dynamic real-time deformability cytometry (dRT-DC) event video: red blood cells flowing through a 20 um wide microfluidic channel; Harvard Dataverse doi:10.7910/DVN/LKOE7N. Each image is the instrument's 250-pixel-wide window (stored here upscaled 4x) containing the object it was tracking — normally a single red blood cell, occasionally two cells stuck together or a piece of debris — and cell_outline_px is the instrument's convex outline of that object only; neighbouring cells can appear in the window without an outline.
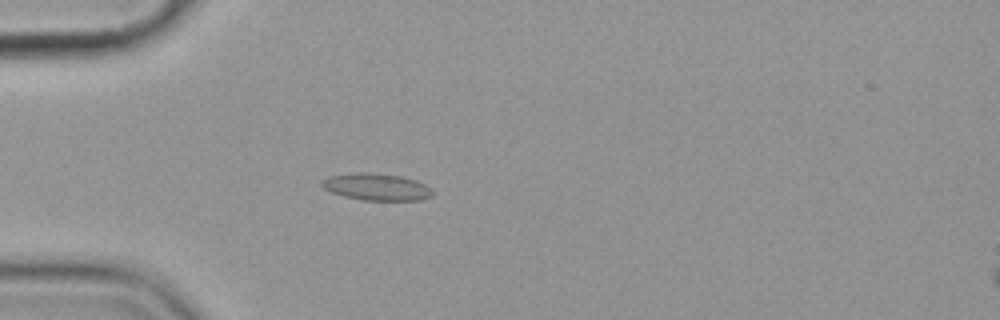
{"species": "common noctule bat (a hibernating species)", "species_latin": "Nyctalus noctula", "temperature_condition": "cold", "stored_images_in_passage": 4, "camera_frame_rate_fps": 3000, "um_per_image_px": 0.085, "animal": {"sex": "female", "body_mass_g": 19.9}, "frame": {"image": 1, "passage_image": 4, "time_ms": 3.333, "image_size_px": [1000, 320], "cell_outline_px": [[432, 196], [420, 200], [364, 200], [344, 196], [332, 192], [324, 188], [320, 184], [320, 180], [328, 176], [356, 172], [368, 172], [400, 176], [416, 180], [432, 188]], "centroid_in_image_um": [31.99, 15.88], "position_along_channel_um": 53.0, "area_um2": 17.4}}